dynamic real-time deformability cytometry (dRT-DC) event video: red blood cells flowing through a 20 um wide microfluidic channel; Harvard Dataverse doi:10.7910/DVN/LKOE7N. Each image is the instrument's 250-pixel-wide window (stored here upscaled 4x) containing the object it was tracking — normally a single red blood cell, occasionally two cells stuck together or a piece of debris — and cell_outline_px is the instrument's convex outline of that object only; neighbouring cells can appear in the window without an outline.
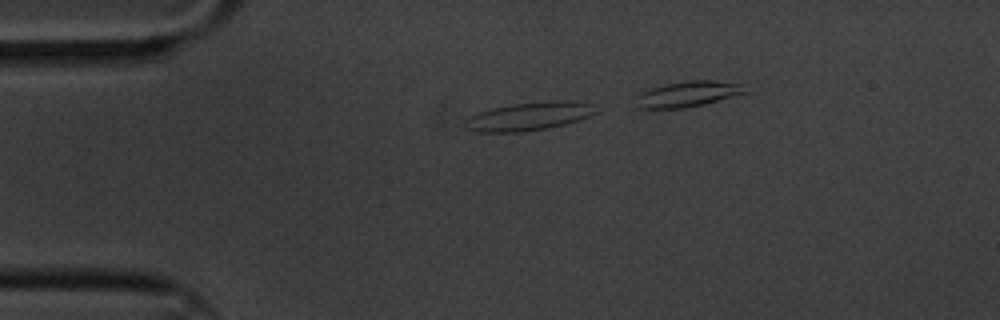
{"species": "common noctule bat (a hibernating species)", "species_latin": "Nyctalus noctula", "temperature_condition": "cold", "stored_images_in_passage": 4, "camera_frame_rate_fps": 3000, "um_per_image_px": 0.085, "animal": {"sex": "male", "body_mass_g": 20.1, "forearm_length_mm": 53.5}, "frame": {"image": 1, "passage_image": 1, "time_ms": 0.0, "image_size_px": [1000, 320], "cell_outline_px": [[596, 112], [580, 120], [548, 128], [520, 132], [476, 132], [464, 128], [464, 120], [468, 116], [492, 108], [512, 104], [548, 100], [572, 100], [592, 104]], "centroid_in_image_um": [44.93, 9.88], "position_along_channel_um": 40.1, "area_um2": 21.73}}